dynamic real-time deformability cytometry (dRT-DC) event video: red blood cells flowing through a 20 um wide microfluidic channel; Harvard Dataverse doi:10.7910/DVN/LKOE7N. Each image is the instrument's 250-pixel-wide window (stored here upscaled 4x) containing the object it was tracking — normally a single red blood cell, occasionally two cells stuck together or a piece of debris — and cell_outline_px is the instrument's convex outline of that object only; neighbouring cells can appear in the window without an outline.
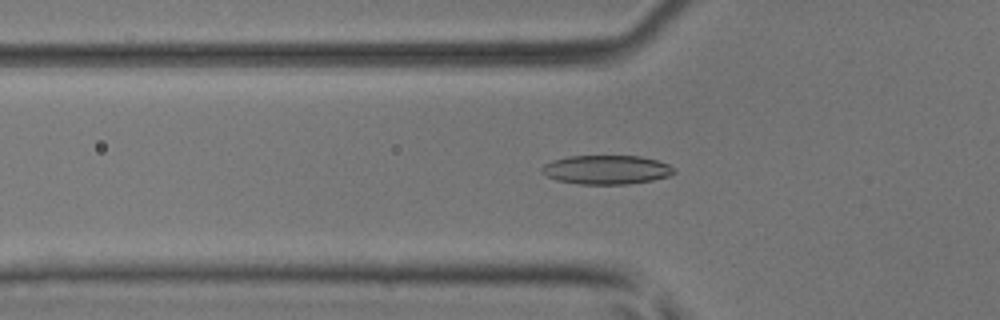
{"species": "common noctule bat (a hibernating species)", "species_latin": "Nyctalus noctula", "temperature_condition": "room temperature", "stored_images_in_passage": 36, "camera_frame_rate_fps": 3000, "um_per_image_px": 0.085, "animal": {"sex": "male", "body_mass_g": 17.9, "forearm_length_mm": 54.2}, "frame": {"image": 1, "passage_image": 8, "time_ms": 2.333, "image_size_px": [1000, 320], "cell_outline_px": [[676, 172], [668, 176], [652, 180], [628, 184], [580, 184], [556, 180], [540, 172], [540, 168], [544, 164], [552, 160], [568, 156], [640, 156], [656, 160], [668, 164], [676, 168]], "centroid_in_image_um": [51.54, 14.42], "position_along_channel_um": 74.3, "area_um2": 22.43}}
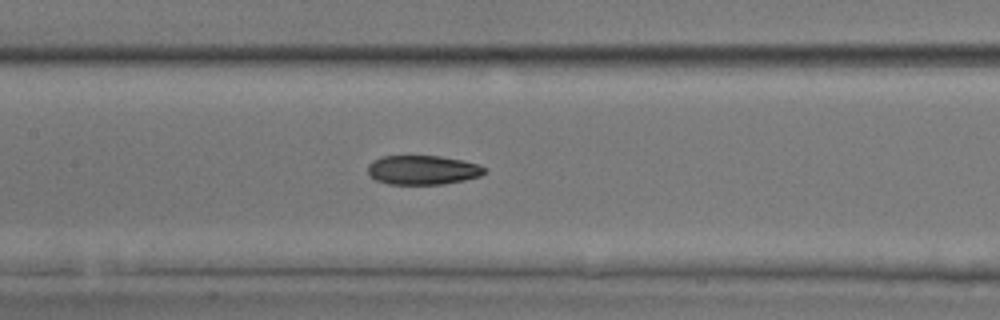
{"frame": {"image": 2, "passage_image": 15, "time_ms": 4.667, "image_size_px": [1000, 320], "cell_outline_px": [[488, 168], [480, 176], [464, 180], [444, 184], [388, 184], [376, 180], [368, 176], [368, 164], [372, 160], [380, 156], [440, 156], [464, 160]], "centroid_in_image_um": [35.9, 14.44], "position_along_channel_um": 171.5, "area_um2": 20.06}}
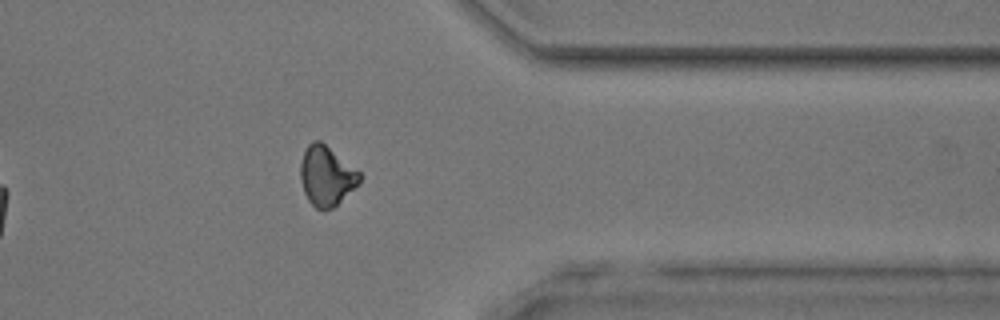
{"frame": {"image": 3, "passage_image": 31, "time_ms": 10.0, "image_size_px": [1000, 320], "cell_outline_px": [[360, 180], [332, 208], [316, 208], [308, 200], [304, 192], [300, 180], [300, 164], [304, 152], [308, 144], [312, 140], [320, 140], [360, 172]], "centroid_in_image_um": [27.7, 14.91], "position_along_channel_um": 383.7, "area_um2": 20.0}, "authors_computed_cell_mechanics": {"area_um2": 20.4612, "velocity_mm_per_s": 4.159, "shape_relaxation_time_tau1_ms": 8.5524, "shape_relaxation_time_tau2_ms": 5.5367, "deformation_change_tau1": 0.1992, "deformation_change_tau2": 0.1334}}